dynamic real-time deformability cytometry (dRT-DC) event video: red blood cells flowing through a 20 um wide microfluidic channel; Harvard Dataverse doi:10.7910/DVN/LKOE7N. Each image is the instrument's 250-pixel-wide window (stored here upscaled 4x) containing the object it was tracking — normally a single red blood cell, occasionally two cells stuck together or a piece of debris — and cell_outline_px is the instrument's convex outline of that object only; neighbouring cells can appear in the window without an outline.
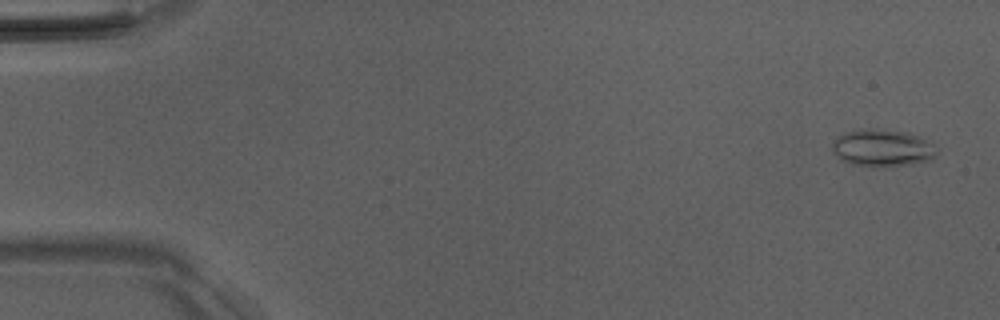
{"species": "Egyptian fruit bat (a non-hibernating species)", "species_latin": "Rousettus aegyptiacus", "temperature_condition": "room temperature", "stored_images_in_passage": 4, "camera_frame_rate_fps": 3000, "um_per_image_px": 0.085, "animal": {"sex": "male"}, "frame": {"image": 1, "passage_image": 1, "time_ms": 0.0, "image_size_px": [1000, 320], "cell_outline_px": [[936, 156], [932, 160], [908, 164], [876, 168], [852, 164], [840, 160], [832, 148], [832, 144], [836, 136], [844, 132], [864, 128], [872, 128], [908, 132], [920, 136], [928, 140], [936, 148]], "centroid_in_image_um": [74.99, 12.57], "position_along_channel_um": 10.0, "area_um2": 23.06}}